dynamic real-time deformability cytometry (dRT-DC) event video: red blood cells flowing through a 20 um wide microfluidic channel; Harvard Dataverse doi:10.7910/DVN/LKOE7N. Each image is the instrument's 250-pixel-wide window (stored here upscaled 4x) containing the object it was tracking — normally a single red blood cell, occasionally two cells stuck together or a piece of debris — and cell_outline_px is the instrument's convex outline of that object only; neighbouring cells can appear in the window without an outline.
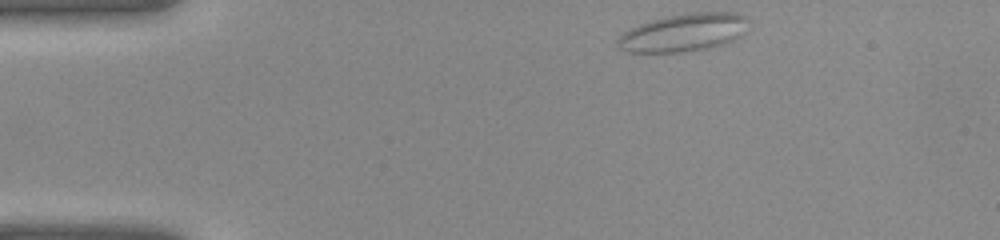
{"species": "common noctule bat (a hibernating species)", "species_latin": "Nyctalus noctula", "temperature_condition": "warm", "stored_images_in_passage": 35, "camera_frame_rate_fps": 3000, "um_per_image_px": 0.085, "animal": {"sex": "female", "body_mass_g": 22.0, "forearm_length_mm": 56.7}, "frame": {"image": 1, "passage_image": 1, "time_ms": 0.0, "image_size_px": [1000, 240], "cell_outline_px": [[752, 20], [744, 32], [740, 36], [724, 44], [708, 48], [680, 52], [628, 52], [620, 48], [616, 44], [616, 40], [624, 32], [640, 24], [652, 20], [668, 16], [688, 12], [736, 12], [748, 16]], "centroid_in_image_um": [58.18, 2.75], "position_along_channel_um": 26.8, "area_um2": 29.07}}
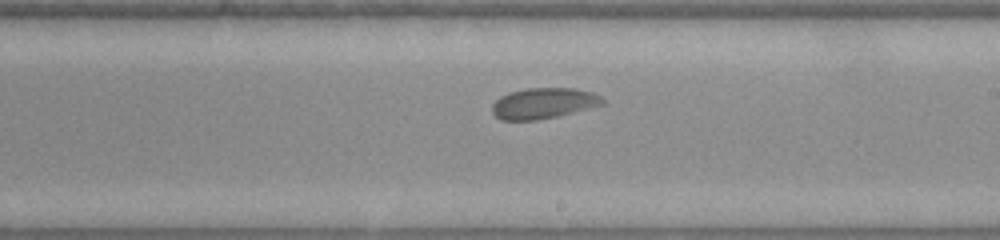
{"frame": {"image": 2, "passage_image": 18, "time_ms": 5.667, "image_size_px": [1000, 240], "cell_outline_px": [[604, 104], [556, 116], [536, 120], [500, 120], [492, 112], [492, 104], [500, 96], [508, 92], [528, 88], [576, 88], [592, 92], [600, 96], [604, 100]], "centroid_in_image_um": [46.17, 8.77], "position_along_channel_um": 242.8, "area_um2": 19.71}}
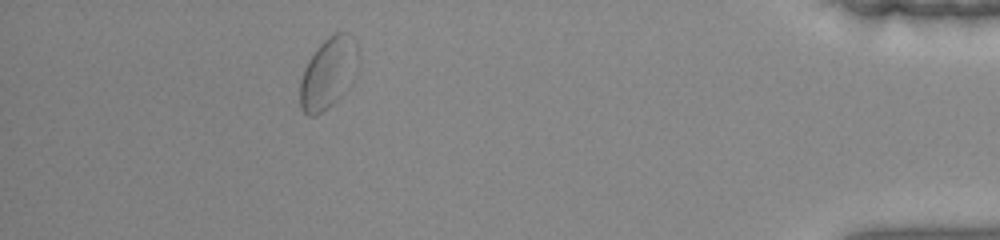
{"frame": {"image": 3, "passage_image": 31, "time_ms": 10.0, "image_size_px": [1000, 240], "cell_outline_px": [[360, 52], [344, 92], [332, 104], [316, 116], [308, 116], [304, 112], [300, 104], [300, 80], [304, 68], [308, 60], [316, 48], [328, 36], [336, 32], [348, 32], [356, 40]], "centroid_in_image_um": [27.87, 6.17], "position_along_channel_um": 407.3, "area_um2": 23.76}}